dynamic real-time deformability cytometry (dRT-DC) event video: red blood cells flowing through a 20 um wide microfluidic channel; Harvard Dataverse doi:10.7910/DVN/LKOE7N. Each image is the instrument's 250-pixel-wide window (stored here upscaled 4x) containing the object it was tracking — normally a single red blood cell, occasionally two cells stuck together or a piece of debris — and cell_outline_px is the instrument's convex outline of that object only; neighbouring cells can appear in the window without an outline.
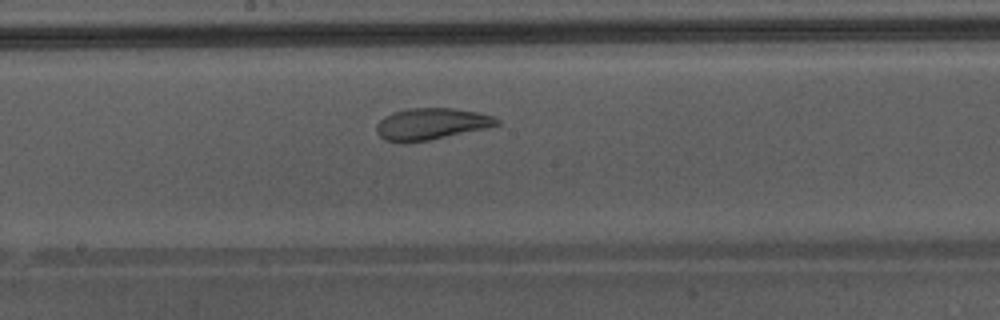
{"species": "Egyptian fruit bat (a non-hibernating species)", "species_latin": "Rousettus aegyptiacus", "temperature_condition": "warm", "stored_images_in_passage": 38, "camera_frame_rate_fps": 3000, "um_per_image_px": 0.085, "animal": {"sex": "male"}, "frame": {"image": 1, "passage_image": 17, "time_ms": 5.333, "image_size_px": [1000, 320], "cell_outline_px": [[500, 124], [484, 128], [428, 140], [400, 144], [384, 140], [376, 132], [376, 124], [384, 116], [392, 112], [404, 108], [456, 108], [476, 112], [492, 116], [500, 120]], "centroid_in_image_um": [36.57, 10.53], "position_along_channel_um": 211.6, "area_um2": 22.25}, "authors_computed_cell_mechanics": {"area_um2": 25.2875, "velocity_mm_per_s": 4.3282, "shape_relaxation_time_tau1_ms": null, "shape_relaxation_time_tau2_ms": 1.1625, "deformation_change_tau1": null, "deformation_change_tau2": 0.0832}}